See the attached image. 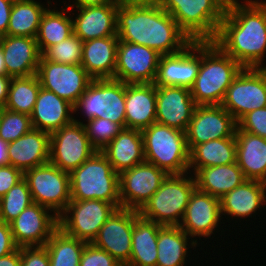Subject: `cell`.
I'll return each instance as SVG.
<instances>
[{
	"mask_svg": "<svg viewBox=\"0 0 266 266\" xmlns=\"http://www.w3.org/2000/svg\"><path fill=\"white\" fill-rule=\"evenodd\" d=\"M228 0L213 42L243 68H262L266 53V2ZM245 3V4H244Z\"/></svg>",
	"mask_w": 266,
	"mask_h": 266,
	"instance_id": "1",
	"label": "cell"
},
{
	"mask_svg": "<svg viewBox=\"0 0 266 266\" xmlns=\"http://www.w3.org/2000/svg\"><path fill=\"white\" fill-rule=\"evenodd\" d=\"M117 36L120 41L144 45L161 56L178 53L192 42L173 17L155 1L120 4L117 8Z\"/></svg>",
	"mask_w": 266,
	"mask_h": 266,
	"instance_id": "2",
	"label": "cell"
},
{
	"mask_svg": "<svg viewBox=\"0 0 266 266\" xmlns=\"http://www.w3.org/2000/svg\"><path fill=\"white\" fill-rule=\"evenodd\" d=\"M243 67L213 41L200 42V67L190 88L196 105H221Z\"/></svg>",
	"mask_w": 266,
	"mask_h": 266,
	"instance_id": "3",
	"label": "cell"
},
{
	"mask_svg": "<svg viewBox=\"0 0 266 266\" xmlns=\"http://www.w3.org/2000/svg\"><path fill=\"white\" fill-rule=\"evenodd\" d=\"M191 41H213L228 0H154Z\"/></svg>",
	"mask_w": 266,
	"mask_h": 266,
	"instance_id": "4",
	"label": "cell"
},
{
	"mask_svg": "<svg viewBox=\"0 0 266 266\" xmlns=\"http://www.w3.org/2000/svg\"><path fill=\"white\" fill-rule=\"evenodd\" d=\"M69 175L71 200H103L121 208L119 174L101 151H96Z\"/></svg>",
	"mask_w": 266,
	"mask_h": 266,
	"instance_id": "5",
	"label": "cell"
},
{
	"mask_svg": "<svg viewBox=\"0 0 266 266\" xmlns=\"http://www.w3.org/2000/svg\"><path fill=\"white\" fill-rule=\"evenodd\" d=\"M145 162L154 164L168 175L188 173L189 149L185 132L157 122L141 130Z\"/></svg>",
	"mask_w": 266,
	"mask_h": 266,
	"instance_id": "6",
	"label": "cell"
},
{
	"mask_svg": "<svg viewBox=\"0 0 266 266\" xmlns=\"http://www.w3.org/2000/svg\"><path fill=\"white\" fill-rule=\"evenodd\" d=\"M186 174L188 173L168 175L160 188L138 211L139 215L162 226H179L189 198L196 188L193 175L188 177Z\"/></svg>",
	"mask_w": 266,
	"mask_h": 266,
	"instance_id": "7",
	"label": "cell"
},
{
	"mask_svg": "<svg viewBox=\"0 0 266 266\" xmlns=\"http://www.w3.org/2000/svg\"><path fill=\"white\" fill-rule=\"evenodd\" d=\"M87 119L102 118L125 128V83L116 79H93L74 106Z\"/></svg>",
	"mask_w": 266,
	"mask_h": 266,
	"instance_id": "8",
	"label": "cell"
},
{
	"mask_svg": "<svg viewBox=\"0 0 266 266\" xmlns=\"http://www.w3.org/2000/svg\"><path fill=\"white\" fill-rule=\"evenodd\" d=\"M24 179L33 203L50 209L58 217L62 215L71 201L68 172L47 162L24 172Z\"/></svg>",
	"mask_w": 266,
	"mask_h": 266,
	"instance_id": "9",
	"label": "cell"
},
{
	"mask_svg": "<svg viewBox=\"0 0 266 266\" xmlns=\"http://www.w3.org/2000/svg\"><path fill=\"white\" fill-rule=\"evenodd\" d=\"M116 209L114 204L103 200H71L58 217L59 228L69 236L92 243Z\"/></svg>",
	"mask_w": 266,
	"mask_h": 266,
	"instance_id": "10",
	"label": "cell"
},
{
	"mask_svg": "<svg viewBox=\"0 0 266 266\" xmlns=\"http://www.w3.org/2000/svg\"><path fill=\"white\" fill-rule=\"evenodd\" d=\"M96 151L88 139L83 122L77 119L50 133L49 162L68 173Z\"/></svg>",
	"mask_w": 266,
	"mask_h": 266,
	"instance_id": "11",
	"label": "cell"
},
{
	"mask_svg": "<svg viewBox=\"0 0 266 266\" xmlns=\"http://www.w3.org/2000/svg\"><path fill=\"white\" fill-rule=\"evenodd\" d=\"M221 106L236 122L245 114L266 107V73L263 68H243L227 88Z\"/></svg>",
	"mask_w": 266,
	"mask_h": 266,
	"instance_id": "12",
	"label": "cell"
},
{
	"mask_svg": "<svg viewBox=\"0 0 266 266\" xmlns=\"http://www.w3.org/2000/svg\"><path fill=\"white\" fill-rule=\"evenodd\" d=\"M37 76L41 87L75 106L93 80L81 64H62L45 60L42 56Z\"/></svg>",
	"mask_w": 266,
	"mask_h": 266,
	"instance_id": "13",
	"label": "cell"
},
{
	"mask_svg": "<svg viewBox=\"0 0 266 266\" xmlns=\"http://www.w3.org/2000/svg\"><path fill=\"white\" fill-rule=\"evenodd\" d=\"M160 56L144 45L119 40L113 79L125 84L154 83Z\"/></svg>",
	"mask_w": 266,
	"mask_h": 266,
	"instance_id": "14",
	"label": "cell"
},
{
	"mask_svg": "<svg viewBox=\"0 0 266 266\" xmlns=\"http://www.w3.org/2000/svg\"><path fill=\"white\" fill-rule=\"evenodd\" d=\"M168 174L154 164L143 162L119 174L121 207L139 211L160 188Z\"/></svg>",
	"mask_w": 266,
	"mask_h": 266,
	"instance_id": "15",
	"label": "cell"
},
{
	"mask_svg": "<svg viewBox=\"0 0 266 266\" xmlns=\"http://www.w3.org/2000/svg\"><path fill=\"white\" fill-rule=\"evenodd\" d=\"M237 122L221 105H196L185 131L189 151L211 140L235 137Z\"/></svg>",
	"mask_w": 266,
	"mask_h": 266,
	"instance_id": "16",
	"label": "cell"
},
{
	"mask_svg": "<svg viewBox=\"0 0 266 266\" xmlns=\"http://www.w3.org/2000/svg\"><path fill=\"white\" fill-rule=\"evenodd\" d=\"M139 216L137 210L117 208L100 228L92 244L108 252L122 266H126L131 257L134 221Z\"/></svg>",
	"mask_w": 266,
	"mask_h": 266,
	"instance_id": "17",
	"label": "cell"
},
{
	"mask_svg": "<svg viewBox=\"0 0 266 266\" xmlns=\"http://www.w3.org/2000/svg\"><path fill=\"white\" fill-rule=\"evenodd\" d=\"M49 210L40 204L32 203L9 223L13 240L18 248L45 246L59 227L58 216L50 215Z\"/></svg>",
	"mask_w": 266,
	"mask_h": 266,
	"instance_id": "18",
	"label": "cell"
},
{
	"mask_svg": "<svg viewBox=\"0 0 266 266\" xmlns=\"http://www.w3.org/2000/svg\"><path fill=\"white\" fill-rule=\"evenodd\" d=\"M199 67L200 41H192L178 53L160 56L154 84L190 89L198 75Z\"/></svg>",
	"mask_w": 266,
	"mask_h": 266,
	"instance_id": "19",
	"label": "cell"
},
{
	"mask_svg": "<svg viewBox=\"0 0 266 266\" xmlns=\"http://www.w3.org/2000/svg\"><path fill=\"white\" fill-rule=\"evenodd\" d=\"M196 104L185 87L156 85V122L186 131Z\"/></svg>",
	"mask_w": 266,
	"mask_h": 266,
	"instance_id": "20",
	"label": "cell"
},
{
	"mask_svg": "<svg viewBox=\"0 0 266 266\" xmlns=\"http://www.w3.org/2000/svg\"><path fill=\"white\" fill-rule=\"evenodd\" d=\"M221 216L220 199L195 188L179 227L190 237H209Z\"/></svg>",
	"mask_w": 266,
	"mask_h": 266,
	"instance_id": "21",
	"label": "cell"
},
{
	"mask_svg": "<svg viewBox=\"0 0 266 266\" xmlns=\"http://www.w3.org/2000/svg\"><path fill=\"white\" fill-rule=\"evenodd\" d=\"M7 76L28 77L37 74L41 52L36 38L10 36L0 37Z\"/></svg>",
	"mask_w": 266,
	"mask_h": 266,
	"instance_id": "22",
	"label": "cell"
},
{
	"mask_svg": "<svg viewBox=\"0 0 266 266\" xmlns=\"http://www.w3.org/2000/svg\"><path fill=\"white\" fill-rule=\"evenodd\" d=\"M114 0L101 6L77 8L79 14L73 22V34L83 42L109 36H117V8Z\"/></svg>",
	"mask_w": 266,
	"mask_h": 266,
	"instance_id": "23",
	"label": "cell"
},
{
	"mask_svg": "<svg viewBox=\"0 0 266 266\" xmlns=\"http://www.w3.org/2000/svg\"><path fill=\"white\" fill-rule=\"evenodd\" d=\"M50 133L31 129L17 140L8 143L9 165L23 173L49 162Z\"/></svg>",
	"mask_w": 266,
	"mask_h": 266,
	"instance_id": "24",
	"label": "cell"
},
{
	"mask_svg": "<svg viewBox=\"0 0 266 266\" xmlns=\"http://www.w3.org/2000/svg\"><path fill=\"white\" fill-rule=\"evenodd\" d=\"M71 113V114H70ZM74 106L54 92L40 87L37 100L30 115L33 129L52 133L74 121Z\"/></svg>",
	"mask_w": 266,
	"mask_h": 266,
	"instance_id": "25",
	"label": "cell"
},
{
	"mask_svg": "<svg viewBox=\"0 0 266 266\" xmlns=\"http://www.w3.org/2000/svg\"><path fill=\"white\" fill-rule=\"evenodd\" d=\"M156 122V85L125 84V128L143 130Z\"/></svg>",
	"mask_w": 266,
	"mask_h": 266,
	"instance_id": "26",
	"label": "cell"
},
{
	"mask_svg": "<svg viewBox=\"0 0 266 266\" xmlns=\"http://www.w3.org/2000/svg\"><path fill=\"white\" fill-rule=\"evenodd\" d=\"M118 42V36L83 42L81 65L92 79L114 78Z\"/></svg>",
	"mask_w": 266,
	"mask_h": 266,
	"instance_id": "27",
	"label": "cell"
},
{
	"mask_svg": "<svg viewBox=\"0 0 266 266\" xmlns=\"http://www.w3.org/2000/svg\"><path fill=\"white\" fill-rule=\"evenodd\" d=\"M101 152L118 174L145 162L141 130L123 128Z\"/></svg>",
	"mask_w": 266,
	"mask_h": 266,
	"instance_id": "28",
	"label": "cell"
},
{
	"mask_svg": "<svg viewBox=\"0 0 266 266\" xmlns=\"http://www.w3.org/2000/svg\"><path fill=\"white\" fill-rule=\"evenodd\" d=\"M236 162L246 179L266 183V139L236 128Z\"/></svg>",
	"mask_w": 266,
	"mask_h": 266,
	"instance_id": "29",
	"label": "cell"
},
{
	"mask_svg": "<svg viewBox=\"0 0 266 266\" xmlns=\"http://www.w3.org/2000/svg\"><path fill=\"white\" fill-rule=\"evenodd\" d=\"M264 202L266 183L247 179L220 199L221 215L245 218L259 210Z\"/></svg>",
	"mask_w": 266,
	"mask_h": 266,
	"instance_id": "30",
	"label": "cell"
},
{
	"mask_svg": "<svg viewBox=\"0 0 266 266\" xmlns=\"http://www.w3.org/2000/svg\"><path fill=\"white\" fill-rule=\"evenodd\" d=\"M193 174L198 190L219 199L247 180L237 162L200 168Z\"/></svg>",
	"mask_w": 266,
	"mask_h": 266,
	"instance_id": "31",
	"label": "cell"
},
{
	"mask_svg": "<svg viewBox=\"0 0 266 266\" xmlns=\"http://www.w3.org/2000/svg\"><path fill=\"white\" fill-rule=\"evenodd\" d=\"M163 226L139 216L133 225L131 257L126 266H156L158 232Z\"/></svg>",
	"mask_w": 266,
	"mask_h": 266,
	"instance_id": "32",
	"label": "cell"
},
{
	"mask_svg": "<svg viewBox=\"0 0 266 266\" xmlns=\"http://www.w3.org/2000/svg\"><path fill=\"white\" fill-rule=\"evenodd\" d=\"M236 162V138L227 137L195 145L189 151V168L228 165ZM194 167V168H193Z\"/></svg>",
	"mask_w": 266,
	"mask_h": 266,
	"instance_id": "33",
	"label": "cell"
},
{
	"mask_svg": "<svg viewBox=\"0 0 266 266\" xmlns=\"http://www.w3.org/2000/svg\"><path fill=\"white\" fill-rule=\"evenodd\" d=\"M46 9L35 0H14L7 35L36 38Z\"/></svg>",
	"mask_w": 266,
	"mask_h": 266,
	"instance_id": "34",
	"label": "cell"
},
{
	"mask_svg": "<svg viewBox=\"0 0 266 266\" xmlns=\"http://www.w3.org/2000/svg\"><path fill=\"white\" fill-rule=\"evenodd\" d=\"M188 237L179 226H163L158 232L156 266H183L188 257Z\"/></svg>",
	"mask_w": 266,
	"mask_h": 266,
	"instance_id": "35",
	"label": "cell"
},
{
	"mask_svg": "<svg viewBox=\"0 0 266 266\" xmlns=\"http://www.w3.org/2000/svg\"><path fill=\"white\" fill-rule=\"evenodd\" d=\"M69 8H62V11L46 9L39 25L36 41L41 54L50 46L60 43L73 35V22Z\"/></svg>",
	"mask_w": 266,
	"mask_h": 266,
	"instance_id": "36",
	"label": "cell"
},
{
	"mask_svg": "<svg viewBox=\"0 0 266 266\" xmlns=\"http://www.w3.org/2000/svg\"><path fill=\"white\" fill-rule=\"evenodd\" d=\"M86 244L85 241L67 235L58 227L45 244L50 266H79Z\"/></svg>",
	"mask_w": 266,
	"mask_h": 266,
	"instance_id": "37",
	"label": "cell"
},
{
	"mask_svg": "<svg viewBox=\"0 0 266 266\" xmlns=\"http://www.w3.org/2000/svg\"><path fill=\"white\" fill-rule=\"evenodd\" d=\"M40 87L37 74L28 77H12L4 108L31 115Z\"/></svg>",
	"mask_w": 266,
	"mask_h": 266,
	"instance_id": "38",
	"label": "cell"
},
{
	"mask_svg": "<svg viewBox=\"0 0 266 266\" xmlns=\"http://www.w3.org/2000/svg\"><path fill=\"white\" fill-rule=\"evenodd\" d=\"M32 203L31 192L23 178L0 199V221L9 224Z\"/></svg>",
	"mask_w": 266,
	"mask_h": 266,
	"instance_id": "39",
	"label": "cell"
},
{
	"mask_svg": "<svg viewBox=\"0 0 266 266\" xmlns=\"http://www.w3.org/2000/svg\"><path fill=\"white\" fill-rule=\"evenodd\" d=\"M83 41L75 34L47 48L41 55L45 60L62 64H81Z\"/></svg>",
	"mask_w": 266,
	"mask_h": 266,
	"instance_id": "40",
	"label": "cell"
},
{
	"mask_svg": "<svg viewBox=\"0 0 266 266\" xmlns=\"http://www.w3.org/2000/svg\"><path fill=\"white\" fill-rule=\"evenodd\" d=\"M87 124H83L91 145L97 150L104 149L123 129L118 123L108 119L93 118L88 119Z\"/></svg>",
	"mask_w": 266,
	"mask_h": 266,
	"instance_id": "41",
	"label": "cell"
},
{
	"mask_svg": "<svg viewBox=\"0 0 266 266\" xmlns=\"http://www.w3.org/2000/svg\"><path fill=\"white\" fill-rule=\"evenodd\" d=\"M32 129L30 115L4 109L0 123V138L9 143Z\"/></svg>",
	"mask_w": 266,
	"mask_h": 266,
	"instance_id": "42",
	"label": "cell"
},
{
	"mask_svg": "<svg viewBox=\"0 0 266 266\" xmlns=\"http://www.w3.org/2000/svg\"><path fill=\"white\" fill-rule=\"evenodd\" d=\"M237 128L266 139V107L245 114L237 122Z\"/></svg>",
	"mask_w": 266,
	"mask_h": 266,
	"instance_id": "43",
	"label": "cell"
},
{
	"mask_svg": "<svg viewBox=\"0 0 266 266\" xmlns=\"http://www.w3.org/2000/svg\"><path fill=\"white\" fill-rule=\"evenodd\" d=\"M79 266H122L108 252L87 243L82 251Z\"/></svg>",
	"mask_w": 266,
	"mask_h": 266,
	"instance_id": "44",
	"label": "cell"
},
{
	"mask_svg": "<svg viewBox=\"0 0 266 266\" xmlns=\"http://www.w3.org/2000/svg\"><path fill=\"white\" fill-rule=\"evenodd\" d=\"M20 266H50L46 246L21 247Z\"/></svg>",
	"mask_w": 266,
	"mask_h": 266,
	"instance_id": "45",
	"label": "cell"
},
{
	"mask_svg": "<svg viewBox=\"0 0 266 266\" xmlns=\"http://www.w3.org/2000/svg\"><path fill=\"white\" fill-rule=\"evenodd\" d=\"M23 178L24 173L16 167L0 166V199Z\"/></svg>",
	"mask_w": 266,
	"mask_h": 266,
	"instance_id": "46",
	"label": "cell"
},
{
	"mask_svg": "<svg viewBox=\"0 0 266 266\" xmlns=\"http://www.w3.org/2000/svg\"><path fill=\"white\" fill-rule=\"evenodd\" d=\"M17 248L13 240L10 225L0 221V257L14 252Z\"/></svg>",
	"mask_w": 266,
	"mask_h": 266,
	"instance_id": "47",
	"label": "cell"
},
{
	"mask_svg": "<svg viewBox=\"0 0 266 266\" xmlns=\"http://www.w3.org/2000/svg\"><path fill=\"white\" fill-rule=\"evenodd\" d=\"M14 0H0V37L7 35Z\"/></svg>",
	"mask_w": 266,
	"mask_h": 266,
	"instance_id": "48",
	"label": "cell"
},
{
	"mask_svg": "<svg viewBox=\"0 0 266 266\" xmlns=\"http://www.w3.org/2000/svg\"><path fill=\"white\" fill-rule=\"evenodd\" d=\"M21 265V248L14 252L0 257V266H20Z\"/></svg>",
	"mask_w": 266,
	"mask_h": 266,
	"instance_id": "49",
	"label": "cell"
},
{
	"mask_svg": "<svg viewBox=\"0 0 266 266\" xmlns=\"http://www.w3.org/2000/svg\"><path fill=\"white\" fill-rule=\"evenodd\" d=\"M12 77L0 75V107H5Z\"/></svg>",
	"mask_w": 266,
	"mask_h": 266,
	"instance_id": "50",
	"label": "cell"
},
{
	"mask_svg": "<svg viewBox=\"0 0 266 266\" xmlns=\"http://www.w3.org/2000/svg\"><path fill=\"white\" fill-rule=\"evenodd\" d=\"M112 1L113 0H76L75 3L67 7L69 8V10H72L75 6L76 8L88 7V6H101V5L111 3Z\"/></svg>",
	"mask_w": 266,
	"mask_h": 266,
	"instance_id": "51",
	"label": "cell"
},
{
	"mask_svg": "<svg viewBox=\"0 0 266 266\" xmlns=\"http://www.w3.org/2000/svg\"><path fill=\"white\" fill-rule=\"evenodd\" d=\"M7 149L8 143L0 138V166L9 164Z\"/></svg>",
	"mask_w": 266,
	"mask_h": 266,
	"instance_id": "52",
	"label": "cell"
},
{
	"mask_svg": "<svg viewBox=\"0 0 266 266\" xmlns=\"http://www.w3.org/2000/svg\"><path fill=\"white\" fill-rule=\"evenodd\" d=\"M0 75H7L6 66L4 62V54L0 44Z\"/></svg>",
	"mask_w": 266,
	"mask_h": 266,
	"instance_id": "53",
	"label": "cell"
},
{
	"mask_svg": "<svg viewBox=\"0 0 266 266\" xmlns=\"http://www.w3.org/2000/svg\"><path fill=\"white\" fill-rule=\"evenodd\" d=\"M154 0H117L118 4L150 3Z\"/></svg>",
	"mask_w": 266,
	"mask_h": 266,
	"instance_id": "54",
	"label": "cell"
},
{
	"mask_svg": "<svg viewBox=\"0 0 266 266\" xmlns=\"http://www.w3.org/2000/svg\"><path fill=\"white\" fill-rule=\"evenodd\" d=\"M4 109H5L4 107H0V123H1L2 113Z\"/></svg>",
	"mask_w": 266,
	"mask_h": 266,
	"instance_id": "55",
	"label": "cell"
},
{
	"mask_svg": "<svg viewBox=\"0 0 266 266\" xmlns=\"http://www.w3.org/2000/svg\"><path fill=\"white\" fill-rule=\"evenodd\" d=\"M262 68H263V70H264V71H265V73H266V66H263Z\"/></svg>",
	"mask_w": 266,
	"mask_h": 266,
	"instance_id": "56",
	"label": "cell"
}]
</instances>
